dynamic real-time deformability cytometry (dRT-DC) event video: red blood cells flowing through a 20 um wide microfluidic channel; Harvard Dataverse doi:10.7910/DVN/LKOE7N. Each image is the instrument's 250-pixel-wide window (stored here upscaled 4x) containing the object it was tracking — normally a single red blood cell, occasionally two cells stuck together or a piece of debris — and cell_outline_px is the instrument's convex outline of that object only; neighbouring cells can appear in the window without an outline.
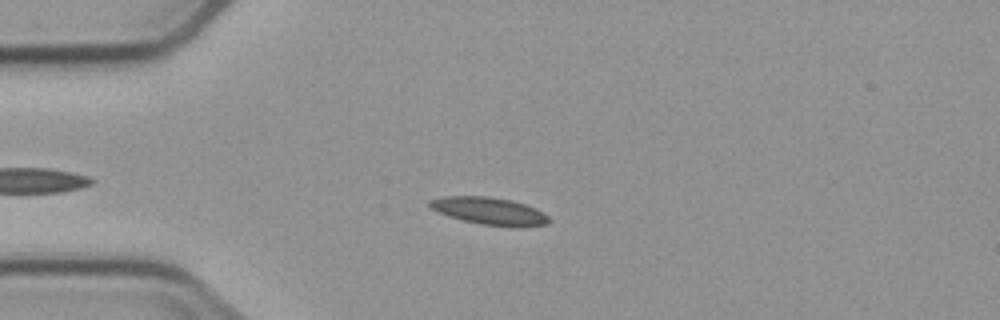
{"species": "common noctule bat (a hibernating species)", "species_latin": "Nyctalus noctula", "temperature_condition": "cold", "stored_images_in_passage": 9, "camera_frame_rate_fps": 3000, "um_per_image_px": 0.085, "animal": {"sex": "male", "body_mass_g": 23.1, "forearm_length_mm": 52.7}, "frame": {"image": 1, "passage_image": 3, "time_ms": 3.333, "image_size_px": [1000, 320], "cell_outline_px": [[552, 220], [548, 224], [524, 228], [512, 228], [480, 224], [460, 220], [448, 216], [432, 208], [428, 204], [428, 200], [444, 196], [488, 196], [512, 200], [524, 204], [548, 216]], "centroid_in_image_um": [41.62, 17.96], "position_along_channel_um": 43.4, "area_um2": 19.31}}
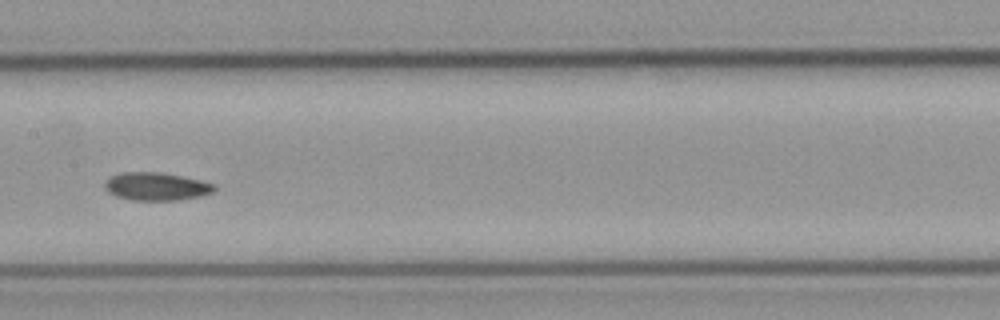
{"frame": {"image": 2, "passage_image": 7, "time_ms": 8.0, "image_size_px": [1000, 320], "cell_outline_px": [[216, 188], [212, 192], [200, 196], [176, 200], [132, 200], [116, 196], [108, 192], [104, 184], [112, 176], [120, 172], [160, 172], [200, 180], [216, 184]], "centroid_in_image_um": [13.29, 15.85], "position_along_channel_um": 194.1, "area_um2": 17.69}}
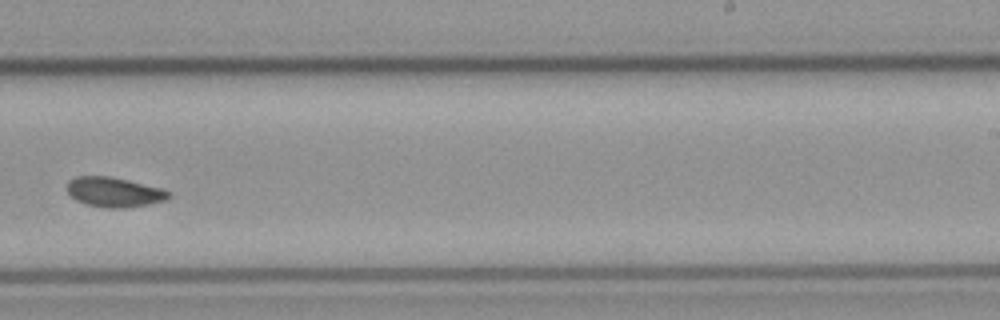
{"frame": {"image": 3, "passage_image": 9, "time_ms": 10.333, "image_size_px": [1000, 320], "cell_outline_px": [[172, 196], [164, 200], [148, 204], [124, 208], [108, 208], [84, 204], [76, 200], [68, 192], [68, 180], [76, 176], [112, 176], [164, 188], [172, 192]], "centroid_in_image_um": [9.74, 16.32], "position_along_channel_um": 279.3, "area_um2": 17.86}}